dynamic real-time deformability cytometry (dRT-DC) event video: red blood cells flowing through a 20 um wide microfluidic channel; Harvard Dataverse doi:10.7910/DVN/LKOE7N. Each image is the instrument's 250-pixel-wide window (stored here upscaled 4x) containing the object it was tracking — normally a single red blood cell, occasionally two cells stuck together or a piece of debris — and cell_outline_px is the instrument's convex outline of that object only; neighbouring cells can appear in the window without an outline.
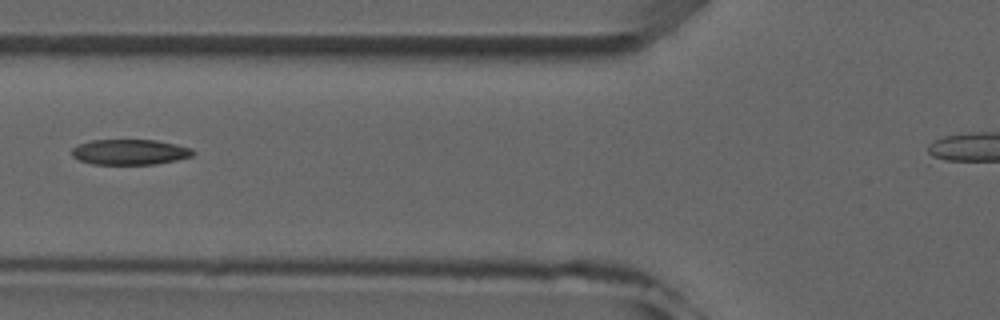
{"species": "common noctule bat (a hibernating species)", "species_latin": "Nyctalus noctula", "temperature_condition": "room temperature", "stored_images_in_passage": 6, "camera_frame_rate_fps": 3000, "um_per_image_px": 0.085, "animal": {"sex": "male", "forearm_length_mm": 52.5}, "frame": {"image": 1, "passage_image": 6, "time_ms": 5.667, "image_size_px": [1000, 320], "cell_outline_px": [[196, 152], [192, 156], [176, 160], [156, 164], [92, 164], [80, 160], [72, 156], [72, 148], [80, 144], [92, 140], [156, 140], [176, 144], [192, 148]], "centroid_in_image_um": [11.07, 12.92], "position_along_channel_um": 114.7, "area_um2": 17.92}}